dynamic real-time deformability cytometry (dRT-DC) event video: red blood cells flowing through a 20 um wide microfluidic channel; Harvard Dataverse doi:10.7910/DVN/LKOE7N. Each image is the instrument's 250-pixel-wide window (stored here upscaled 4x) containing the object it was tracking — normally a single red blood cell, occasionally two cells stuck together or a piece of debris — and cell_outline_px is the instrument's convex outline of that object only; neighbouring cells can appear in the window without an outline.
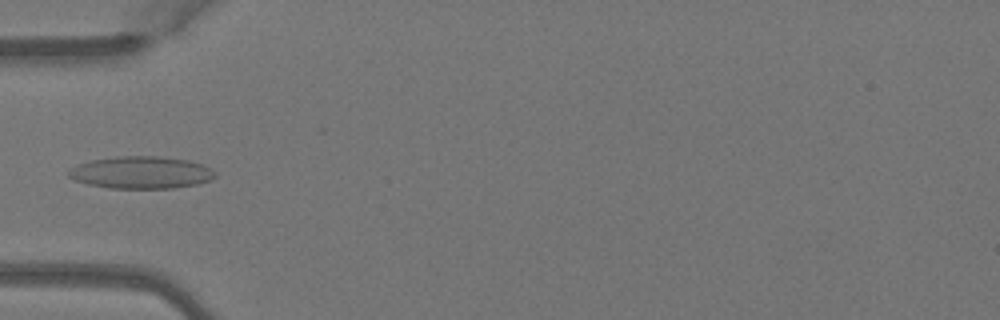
{"species": "Egyptian fruit bat (a non-hibernating species)", "species_latin": "Rousettus aegyptiacus", "temperature_condition": "warm", "stored_images_in_passage": 6, "camera_frame_rate_fps": 3000, "um_per_image_px": 0.085, "animal": {"sex": "female"}, "frame": {"image": 1, "passage_image": 5, "time_ms": 1.333, "image_size_px": [1000, 320], "cell_outline_px": [[216, 176], [212, 180], [196, 184], [172, 188], [112, 188], [88, 184], [76, 180], [68, 176], [68, 172], [72, 168], [80, 164], [92, 160], [116, 156], [160, 156], [188, 160], [212, 168], [216, 172]], "centroid_in_image_um": [12.05, 14.66], "position_along_channel_um": 73.0, "area_um2": 27.4}}
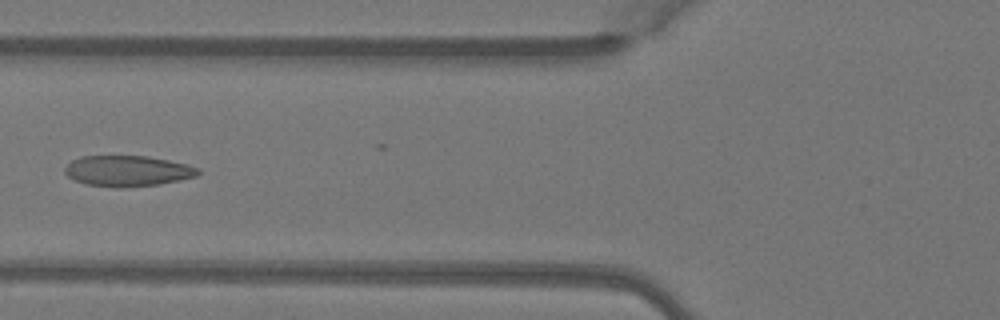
{"frame": {"image": 2, "passage_image": 6, "time_ms": 1.667, "image_size_px": [1000, 320], "cell_outline_px": [[200, 172], [196, 176], [180, 180], [160, 184], [124, 188], [116, 188], [88, 184], [76, 180], [68, 176], [64, 172], [64, 168], [72, 160], [80, 156], [148, 156], [188, 164], [200, 168]], "centroid_in_image_um": [10.87, 14.53], "position_along_channel_um": 114.9, "area_um2": 23.99}}